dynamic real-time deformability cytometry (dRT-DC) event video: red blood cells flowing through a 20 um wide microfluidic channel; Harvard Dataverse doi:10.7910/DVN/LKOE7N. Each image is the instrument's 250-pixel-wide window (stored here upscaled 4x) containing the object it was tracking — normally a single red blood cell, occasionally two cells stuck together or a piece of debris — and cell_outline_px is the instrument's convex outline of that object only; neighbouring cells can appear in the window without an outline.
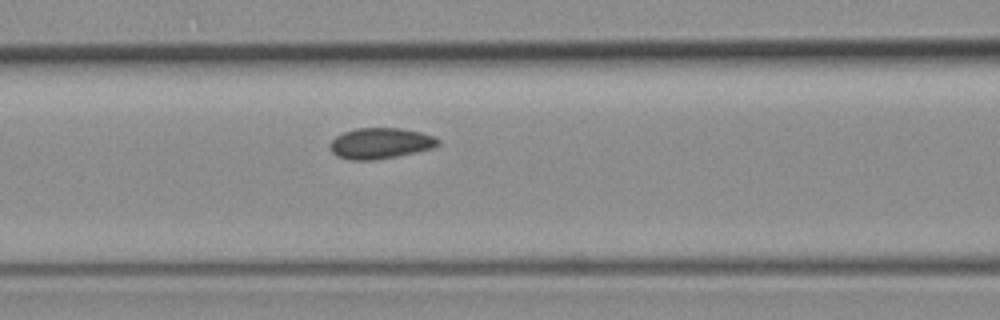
{"species": "common noctule bat (a hibernating species)", "species_latin": "Nyctalus noctula", "temperature_condition": "room temperature", "stored_images_in_passage": 7, "segment_of_instrument_passage": [1, 2], "camera_frame_rate_fps": 3000, "um_per_image_px": 0.085, "animal": {"sex": "female", "body_mass_g": 19.3, "forearm_length_mm": 54.1}, "frame": {"image": 1, "passage_image": 6, "time_ms": 6.667, "image_size_px": [1000, 320], "cell_outline_px": [[440, 144], [432, 148], [416, 152], [376, 160], [348, 160], [336, 156], [332, 152], [328, 144], [336, 136], [344, 132], [356, 128], [400, 128], [420, 132], [436, 136], [440, 140]], "centroid_in_image_um": [32.32, 12.18], "position_along_channel_um": 134.3, "area_um2": 19.59}}